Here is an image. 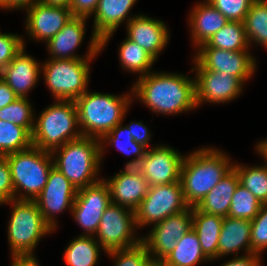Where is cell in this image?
Masks as SVG:
<instances>
[{"label":"cell","instance_id":"1","mask_svg":"<svg viewBox=\"0 0 267 266\" xmlns=\"http://www.w3.org/2000/svg\"><path fill=\"white\" fill-rule=\"evenodd\" d=\"M132 94L156 113L178 114L197 107L195 79L180 74L148 73L139 77Z\"/></svg>","mask_w":267,"mask_h":266},{"label":"cell","instance_id":"2","mask_svg":"<svg viewBox=\"0 0 267 266\" xmlns=\"http://www.w3.org/2000/svg\"><path fill=\"white\" fill-rule=\"evenodd\" d=\"M229 161V157L213 148H201L184 156L180 181L190 207L196 206L233 168Z\"/></svg>","mask_w":267,"mask_h":266},{"label":"cell","instance_id":"3","mask_svg":"<svg viewBox=\"0 0 267 266\" xmlns=\"http://www.w3.org/2000/svg\"><path fill=\"white\" fill-rule=\"evenodd\" d=\"M131 95L120 97L86 91L81 97H78L75 103L82 136L101 140L108 132L122 123L132 101Z\"/></svg>","mask_w":267,"mask_h":266},{"label":"cell","instance_id":"4","mask_svg":"<svg viewBox=\"0 0 267 266\" xmlns=\"http://www.w3.org/2000/svg\"><path fill=\"white\" fill-rule=\"evenodd\" d=\"M60 149V151H59ZM56 151L59 153L57 154ZM53 165L77 190L99 182L96 178L101 163V143L99 139L81 136L68 141L53 150ZM97 179V180H96Z\"/></svg>","mask_w":267,"mask_h":266},{"label":"cell","instance_id":"5","mask_svg":"<svg viewBox=\"0 0 267 266\" xmlns=\"http://www.w3.org/2000/svg\"><path fill=\"white\" fill-rule=\"evenodd\" d=\"M47 107L34 123L31 134L32 146L52 152L68 141L78 139V110L75 101L57 100Z\"/></svg>","mask_w":267,"mask_h":266},{"label":"cell","instance_id":"6","mask_svg":"<svg viewBox=\"0 0 267 266\" xmlns=\"http://www.w3.org/2000/svg\"><path fill=\"white\" fill-rule=\"evenodd\" d=\"M5 157L12 176L14 199L34 201L47 183L49 172L54 166L53 155L51 152L31 146L29 149L7 154ZM21 189L27 193H21L20 196L17 192Z\"/></svg>","mask_w":267,"mask_h":266},{"label":"cell","instance_id":"7","mask_svg":"<svg viewBox=\"0 0 267 266\" xmlns=\"http://www.w3.org/2000/svg\"><path fill=\"white\" fill-rule=\"evenodd\" d=\"M8 202L13 207L8 226L12 255H33L40 238L53 230L44 221L35 201L12 199Z\"/></svg>","mask_w":267,"mask_h":266},{"label":"cell","instance_id":"8","mask_svg":"<svg viewBox=\"0 0 267 266\" xmlns=\"http://www.w3.org/2000/svg\"><path fill=\"white\" fill-rule=\"evenodd\" d=\"M91 59H49L42 66L45 83L57 100L75 101L87 91Z\"/></svg>","mask_w":267,"mask_h":266},{"label":"cell","instance_id":"9","mask_svg":"<svg viewBox=\"0 0 267 266\" xmlns=\"http://www.w3.org/2000/svg\"><path fill=\"white\" fill-rule=\"evenodd\" d=\"M181 181L149 186L148 193L135 210L136 225L157 224L167 217L186 210Z\"/></svg>","mask_w":267,"mask_h":266},{"label":"cell","instance_id":"10","mask_svg":"<svg viewBox=\"0 0 267 266\" xmlns=\"http://www.w3.org/2000/svg\"><path fill=\"white\" fill-rule=\"evenodd\" d=\"M111 203L103 212L97 231V240L105 252L139 245L142 238H134L135 211ZM133 233V234H132Z\"/></svg>","mask_w":267,"mask_h":266},{"label":"cell","instance_id":"11","mask_svg":"<svg viewBox=\"0 0 267 266\" xmlns=\"http://www.w3.org/2000/svg\"><path fill=\"white\" fill-rule=\"evenodd\" d=\"M110 204V188L105 179L78 190L71 212L76 222L86 230L83 236L97 233L103 212Z\"/></svg>","mask_w":267,"mask_h":266},{"label":"cell","instance_id":"12","mask_svg":"<svg viewBox=\"0 0 267 266\" xmlns=\"http://www.w3.org/2000/svg\"><path fill=\"white\" fill-rule=\"evenodd\" d=\"M192 229V207L171 215L157 223L150 234L142 238L148 253L154 260L165 259L176 247L177 241ZM155 257V258H154Z\"/></svg>","mask_w":267,"mask_h":266},{"label":"cell","instance_id":"13","mask_svg":"<svg viewBox=\"0 0 267 266\" xmlns=\"http://www.w3.org/2000/svg\"><path fill=\"white\" fill-rule=\"evenodd\" d=\"M194 61L195 69L214 70L237 77L242 83L249 79L255 68V59L248 51H229L218 48H199Z\"/></svg>","mask_w":267,"mask_h":266},{"label":"cell","instance_id":"14","mask_svg":"<svg viewBox=\"0 0 267 266\" xmlns=\"http://www.w3.org/2000/svg\"><path fill=\"white\" fill-rule=\"evenodd\" d=\"M78 190L75 186L56 168L52 167L47 183L39 196L34 200L37 203L44 221L56 229L54 214L73 207Z\"/></svg>","mask_w":267,"mask_h":266},{"label":"cell","instance_id":"15","mask_svg":"<svg viewBox=\"0 0 267 266\" xmlns=\"http://www.w3.org/2000/svg\"><path fill=\"white\" fill-rule=\"evenodd\" d=\"M184 156L171 147L155 146L146 151L137 168L149 186L180 181Z\"/></svg>","mask_w":267,"mask_h":266},{"label":"cell","instance_id":"16","mask_svg":"<svg viewBox=\"0 0 267 266\" xmlns=\"http://www.w3.org/2000/svg\"><path fill=\"white\" fill-rule=\"evenodd\" d=\"M87 19L72 16L62 30L47 42V48L52 55L50 59H93L95 55L99 54L101 40L95 34H92L89 50L84 58L76 56L74 53L84 38Z\"/></svg>","mask_w":267,"mask_h":266},{"label":"cell","instance_id":"17","mask_svg":"<svg viewBox=\"0 0 267 266\" xmlns=\"http://www.w3.org/2000/svg\"><path fill=\"white\" fill-rule=\"evenodd\" d=\"M195 91L196 105L209 103H224L236 98L242 91L243 83L229 74L214 70L196 69Z\"/></svg>","mask_w":267,"mask_h":266},{"label":"cell","instance_id":"18","mask_svg":"<svg viewBox=\"0 0 267 266\" xmlns=\"http://www.w3.org/2000/svg\"><path fill=\"white\" fill-rule=\"evenodd\" d=\"M26 11L29 35L46 42L61 31L72 17L69 8L47 6L40 1H35Z\"/></svg>","mask_w":267,"mask_h":266},{"label":"cell","instance_id":"19","mask_svg":"<svg viewBox=\"0 0 267 266\" xmlns=\"http://www.w3.org/2000/svg\"><path fill=\"white\" fill-rule=\"evenodd\" d=\"M111 203L135 211L148 193L149 184L137 167H125L108 181Z\"/></svg>","mask_w":267,"mask_h":266},{"label":"cell","instance_id":"20","mask_svg":"<svg viewBox=\"0 0 267 266\" xmlns=\"http://www.w3.org/2000/svg\"><path fill=\"white\" fill-rule=\"evenodd\" d=\"M126 20H128L127 38L137 43L157 60L158 53L162 51L169 40L166 23L144 15L128 17Z\"/></svg>","mask_w":267,"mask_h":266},{"label":"cell","instance_id":"21","mask_svg":"<svg viewBox=\"0 0 267 266\" xmlns=\"http://www.w3.org/2000/svg\"><path fill=\"white\" fill-rule=\"evenodd\" d=\"M24 48L0 72V78L18 98H27V93L35 86L41 70V64L34 57L27 55Z\"/></svg>","mask_w":267,"mask_h":266},{"label":"cell","instance_id":"22","mask_svg":"<svg viewBox=\"0 0 267 266\" xmlns=\"http://www.w3.org/2000/svg\"><path fill=\"white\" fill-rule=\"evenodd\" d=\"M137 0H99L94 13V31L104 48L117 27L128 17L130 9Z\"/></svg>","mask_w":267,"mask_h":266},{"label":"cell","instance_id":"23","mask_svg":"<svg viewBox=\"0 0 267 266\" xmlns=\"http://www.w3.org/2000/svg\"><path fill=\"white\" fill-rule=\"evenodd\" d=\"M190 16L193 44L197 47L207 43L216 32L229 22L220 11L207 1L198 3Z\"/></svg>","mask_w":267,"mask_h":266},{"label":"cell","instance_id":"24","mask_svg":"<svg viewBox=\"0 0 267 266\" xmlns=\"http://www.w3.org/2000/svg\"><path fill=\"white\" fill-rule=\"evenodd\" d=\"M251 221L232 217H223V224L218 241V258L231 253L237 256L244 248L246 254L251 253Z\"/></svg>","mask_w":267,"mask_h":266},{"label":"cell","instance_id":"25","mask_svg":"<svg viewBox=\"0 0 267 266\" xmlns=\"http://www.w3.org/2000/svg\"><path fill=\"white\" fill-rule=\"evenodd\" d=\"M238 183V175L232 168L195 207L203 213L227 217Z\"/></svg>","mask_w":267,"mask_h":266},{"label":"cell","instance_id":"26","mask_svg":"<svg viewBox=\"0 0 267 266\" xmlns=\"http://www.w3.org/2000/svg\"><path fill=\"white\" fill-rule=\"evenodd\" d=\"M223 224V217L203 213L192 207V229L196 232L201 250L209 259L218 258V241Z\"/></svg>","mask_w":267,"mask_h":266},{"label":"cell","instance_id":"27","mask_svg":"<svg viewBox=\"0 0 267 266\" xmlns=\"http://www.w3.org/2000/svg\"><path fill=\"white\" fill-rule=\"evenodd\" d=\"M209 259L201 250L196 232L191 229L177 241L173 251L163 259L165 266H195Z\"/></svg>","mask_w":267,"mask_h":266},{"label":"cell","instance_id":"28","mask_svg":"<svg viewBox=\"0 0 267 266\" xmlns=\"http://www.w3.org/2000/svg\"><path fill=\"white\" fill-rule=\"evenodd\" d=\"M248 38L243 22L229 21L199 48H218L229 51H248Z\"/></svg>","mask_w":267,"mask_h":266},{"label":"cell","instance_id":"29","mask_svg":"<svg viewBox=\"0 0 267 266\" xmlns=\"http://www.w3.org/2000/svg\"><path fill=\"white\" fill-rule=\"evenodd\" d=\"M93 236L80 235L66 248L64 259L68 266H94L99 257L100 244Z\"/></svg>","mask_w":267,"mask_h":266},{"label":"cell","instance_id":"30","mask_svg":"<svg viewBox=\"0 0 267 266\" xmlns=\"http://www.w3.org/2000/svg\"><path fill=\"white\" fill-rule=\"evenodd\" d=\"M106 141H108V144L112 143V145H115L121 152H123L126 155H131V154L137 155L135 158H133L132 161L127 162L125 167H137L147 151L146 147L134 141L133 137L131 136V132L128 130V127L127 126L123 127L121 123L118 124L110 132H108L100 140L101 160H102L103 150L105 147L102 145Z\"/></svg>","mask_w":267,"mask_h":266},{"label":"cell","instance_id":"31","mask_svg":"<svg viewBox=\"0 0 267 266\" xmlns=\"http://www.w3.org/2000/svg\"><path fill=\"white\" fill-rule=\"evenodd\" d=\"M119 56L122 67L127 71L142 74L140 77L150 73V68L156 61L146 50L128 38L121 43Z\"/></svg>","mask_w":267,"mask_h":266},{"label":"cell","instance_id":"32","mask_svg":"<svg viewBox=\"0 0 267 266\" xmlns=\"http://www.w3.org/2000/svg\"><path fill=\"white\" fill-rule=\"evenodd\" d=\"M243 23L249 44L254 41L267 48V0H255Z\"/></svg>","mask_w":267,"mask_h":266},{"label":"cell","instance_id":"33","mask_svg":"<svg viewBox=\"0 0 267 266\" xmlns=\"http://www.w3.org/2000/svg\"><path fill=\"white\" fill-rule=\"evenodd\" d=\"M31 146V134L24 127L0 120V156L23 151Z\"/></svg>","mask_w":267,"mask_h":266},{"label":"cell","instance_id":"34","mask_svg":"<svg viewBox=\"0 0 267 266\" xmlns=\"http://www.w3.org/2000/svg\"><path fill=\"white\" fill-rule=\"evenodd\" d=\"M239 183L248 189L262 204H267V164L264 166L245 167L234 165Z\"/></svg>","mask_w":267,"mask_h":266},{"label":"cell","instance_id":"35","mask_svg":"<svg viewBox=\"0 0 267 266\" xmlns=\"http://www.w3.org/2000/svg\"><path fill=\"white\" fill-rule=\"evenodd\" d=\"M262 203L242 184L238 183L229 208L228 216L252 221L258 214Z\"/></svg>","mask_w":267,"mask_h":266},{"label":"cell","instance_id":"36","mask_svg":"<svg viewBox=\"0 0 267 266\" xmlns=\"http://www.w3.org/2000/svg\"><path fill=\"white\" fill-rule=\"evenodd\" d=\"M32 106L28 98H17L9 105L0 109V120L24 127L30 134L34 128Z\"/></svg>","mask_w":267,"mask_h":266},{"label":"cell","instance_id":"37","mask_svg":"<svg viewBox=\"0 0 267 266\" xmlns=\"http://www.w3.org/2000/svg\"><path fill=\"white\" fill-rule=\"evenodd\" d=\"M106 253L115 258V266H144L152 256L142 242L131 248L117 249Z\"/></svg>","mask_w":267,"mask_h":266},{"label":"cell","instance_id":"38","mask_svg":"<svg viewBox=\"0 0 267 266\" xmlns=\"http://www.w3.org/2000/svg\"><path fill=\"white\" fill-rule=\"evenodd\" d=\"M220 11L228 21L244 22L245 17L255 0H206Z\"/></svg>","mask_w":267,"mask_h":266},{"label":"cell","instance_id":"39","mask_svg":"<svg viewBox=\"0 0 267 266\" xmlns=\"http://www.w3.org/2000/svg\"><path fill=\"white\" fill-rule=\"evenodd\" d=\"M251 253L261 255L267 249V204H262L256 217L251 221Z\"/></svg>","mask_w":267,"mask_h":266},{"label":"cell","instance_id":"40","mask_svg":"<svg viewBox=\"0 0 267 266\" xmlns=\"http://www.w3.org/2000/svg\"><path fill=\"white\" fill-rule=\"evenodd\" d=\"M24 46V40L19 35L0 33V72Z\"/></svg>","mask_w":267,"mask_h":266},{"label":"cell","instance_id":"41","mask_svg":"<svg viewBox=\"0 0 267 266\" xmlns=\"http://www.w3.org/2000/svg\"><path fill=\"white\" fill-rule=\"evenodd\" d=\"M14 199V188L8 161L0 156V204Z\"/></svg>","mask_w":267,"mask_h":266},{"label":"cell","instance_id":"42","mask_svg":"<svg viewBox=\"0 0 267 266\" xmlns=\"http://www.w3.org/2000/svg\"><path fill=\"white\" fill-rule=\"evenodd\" d=\"M99 0H72L69 6L72 16L88 18L95 13Z\"/></svg>","mask_w":267,"mask_h":266},{"label":"cell","instance_id":"43","mask_svg":"<svg viewBox=\"0 0 267 266\" xmlns=\"http://www.w3.org/2000/svg\"><path fill=\"white\" fill-rule=\"evenodd\" d=\"M128 130L131 132V136L133 137L136 143L147 147L150 140V135L148 128L142 124V122H132L131 124L127 125Z\"/></svg>","mask_w":267,"mask_h":266},{"label":"cell","instance_id":"44","mask_svg":"<svg viewBox=\"0 0 267 266\" xmlns=\"http://www.w3.org/2000/svg\"><path fill=\"white\" fill-rule=\"evenodd\" d=\"M260 254L250 253L245 256L234 258L221 266H261Z\"/></svg>","mask_w":267,"mask_h":266},{"label":"cell","instance_id":"45","mask_svg":"<svg viewBox=\"0 0 267 266\" xmlns=\"http://www.w3.org/2000/svg\"><path fill=\"white\" fill-rule=\"evenodd\" d=\"M17 98L14 91L0 78V109L9 105Z\"/></svg>","mask_w":267,"mask_h":266},{"label":"cell","instance_id":"46","mask_svg":"<svg viewBox=\"0 0 267 266\" xmlns=\"http://www.w3.org/2000/svg\"><path fill=\"white\" fill-rule=\"evenodd\" d=\"M35 1L38 0H0V8L5 9H21L24 8L25 10L29 8Z\"/></svg>","mask_w":267,"mask_h":266},{"label":"cell","instance_id":"47","mask_svg":"<svg viewBox=\"0 0 267 266\" xmlns=\"http://www.w3.org/2000/svg\"><path fill=\"white\" fill-rule=\"evenodd\" d=\"M13 263L11 266H39L34 255L12 256Z\"/></svg>","mask_w":267,"mask_h":266},{"label":"cell","instance_id":"48","mask_svg":"<svg viewBox=\"0 0 267 266\" xmlns=\"http://www.w3.org/2000/svg\"><path fill=\"white\" fill-rule=\"evenodd\" d=\"M38 1L47 6L69 8L72 0H38Z\"/></svg>","mask_w":267,"mask_h":266},{"label":"cell","instance_id":"49","mask_svg":"<svg viewBox=\"0 0 267 266\" xmlns=\"http://www.w3.org/2000/svg\"><path fill=\"white\" fill-rule=\"evenodd\" d=\"M256 149L258 150V153L261 154V156L264 157L266 164H267V140L265 139V141H261Z\"/></svg>","mask_w":267,"mask_h":266},{"label":"cell","instance_id":"50","mask_svg":"<svg viewBox=\"0 0 267 266\" xmlns=\"http://www.w3.org/2000/svg\"><path fill=\"white\" fill-rule=\"evenodd\" d=\"M144 266H165L162 260L149 259Z\"/></svg>","mask_w":267,"mask_h":266}]
</instances>
